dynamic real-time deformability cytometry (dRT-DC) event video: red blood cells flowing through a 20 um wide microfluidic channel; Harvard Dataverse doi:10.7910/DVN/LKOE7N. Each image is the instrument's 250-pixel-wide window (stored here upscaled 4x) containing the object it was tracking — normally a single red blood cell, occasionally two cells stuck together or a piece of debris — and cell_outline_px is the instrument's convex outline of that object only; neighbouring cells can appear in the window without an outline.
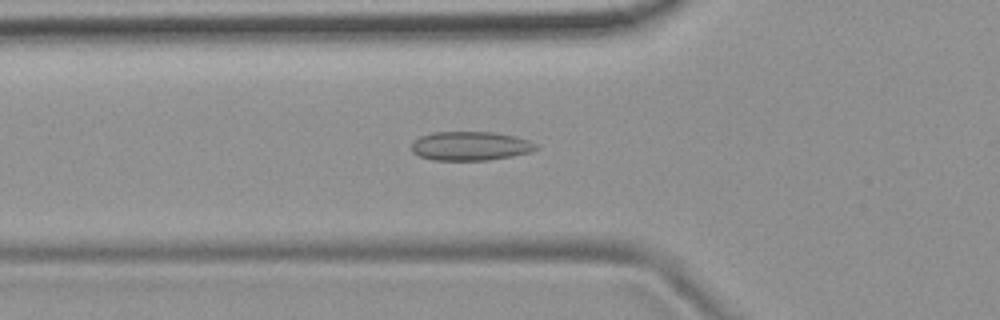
{"species": "common noctule bat (a hibernating species)", "species_latin": "Nyctalus noctula", "temperature_condition": "room temperature", "stored_images_in_passage": 52, "camera_frame_rate_fps": 3000, "um_per_image_px": 0.085, "animal": {"sex": "female", "body_mass_g": 19.9}, "frame": {"image": 1, "passage_image": 18, "time_ms": 5.667, "image_size_px": [1000, 320], "cell_outline_px": [[540, 148], [532, 152], [512, 156], [488, 160], [432, 160], [420, 156], [412, 152], [412, 144], [420, 136], [432, 132], [492, 132], [512, 136], [528, 140], [536, 144]], "centroid_in_image_um": [39.99, 12.41], "position_along_channel_um": 85.8, "area_um2": 20.98}}
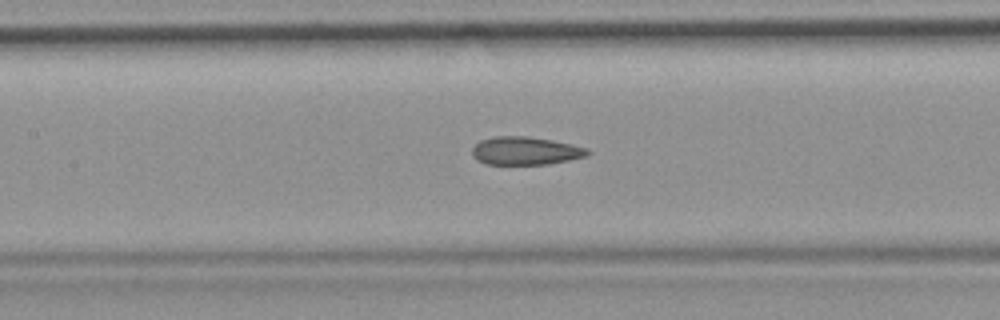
{"frame": {"image": 2, "passage_image": 24, "time_ms": 7.667, "image_size_px": [1000, 320], "cell_outline_px": [[592, 152], [588, 156], [548, 164], [484, 164], [476, 160], [472, 156], [472, 148], [480, 140], [492, 136], [528, 136], [552, 140], [572, 144], [588, 148]], "centroid_in_image_um": [44.66, 12.81], "position_along_channel_um": 162.7, "area_um2": 19.13}}
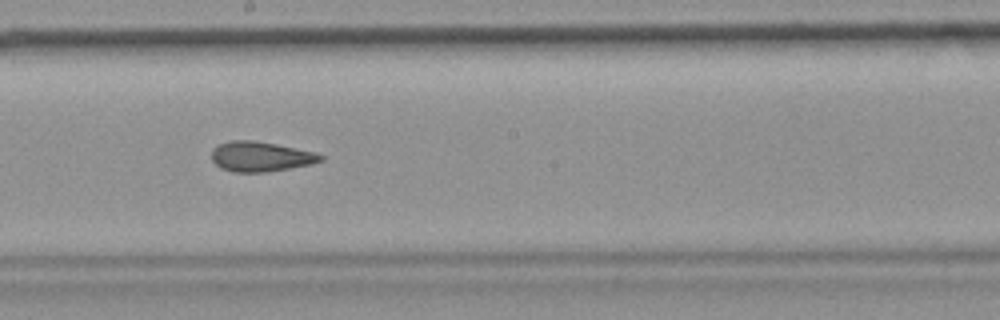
{"frame": {"image": 3, "passage_image": 29, "time_ms": 9.333, "image_size_px": [1000, 320], "cell_outline_px": [[324, 160], [312, 164], [268, 172], [236, 172], [220, 168], [212, 160], [212, 148], [220, 144], [232, 140], [252, 140], [276, 144], [316, 152], [324, 156]], "centroid_in_image_um": [22.18, 13.31], "position_along_channel_um": 226.0, "area_um2": 19.07}, "authors_computed_cell_mechanics": {"area_um2": 19.7387, "velocity_mm_per_s": 3.8194, "shape_relaxation_time_tau1_ms": null, "shape_relaxation_time_tau2_ms": 2.6924, "deformation_change_tau1": null, "deformation_change_tau2": 0.1019}}